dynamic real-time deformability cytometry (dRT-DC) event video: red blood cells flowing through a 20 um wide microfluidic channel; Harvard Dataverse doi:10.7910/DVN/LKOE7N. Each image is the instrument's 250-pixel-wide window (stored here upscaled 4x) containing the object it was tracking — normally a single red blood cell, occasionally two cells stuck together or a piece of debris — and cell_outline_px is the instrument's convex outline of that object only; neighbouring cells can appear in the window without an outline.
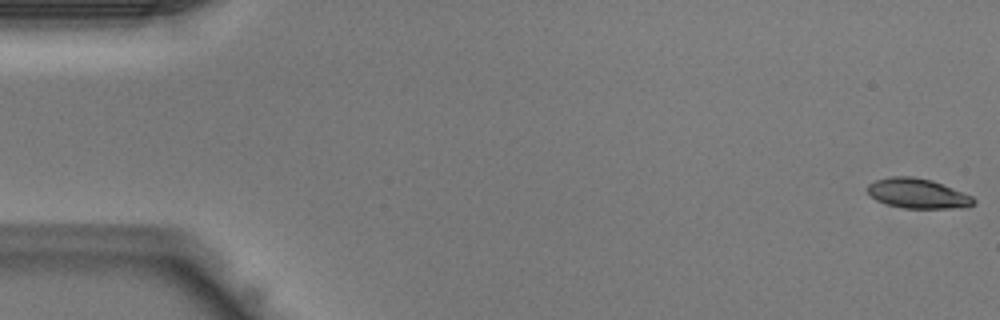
{"species": "Egyptian fruit bat (a non-hibernating species)", "species_latin": "Rousettus aegyptiacus", "temperature_condition": "warm", "stored_images_in_passage": 43, "camera_frame_rate_fps": 3000, "um_per_image_px": 0.085, "animal": {"sex": "male"}, "frame": {"image": 1, "passage_image": 1, "time_ms": 0.0, "image_size_px": [1000, 320], "cell_outline_px": [[976, 204], [968, 208], [904, 208], [888, 204], [876, 200], [868, 192], [868, 184], [876, 180], [888, 176], [912, 176], [932, 180], [972, 196], [976, 200]], "centroid_in_image_um": [78.04, 16.45], "position_along_channel_um": 7.0, "area_um2": 18.5}}
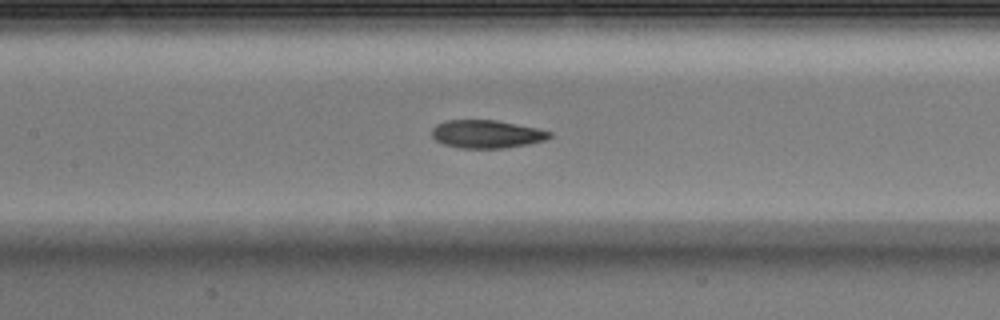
{"frame": {"image": 2, "passage_image": 20, "time_ms": 6.333, "image_size_px": [1000, 320], "cell_outline_px": [[552, 136], [544, 140], [528, 144], [504, 148], [460, 148], [444, 144], [436, 140], [432, 136], [432, 128], [436, 124], [444, 120], [496, 120], [536, 128], [552, 132]], "centroid_in_image_um": [41.34, 11.39], "position_along_channel_um": 166.1, "area_um2": 19.19}}
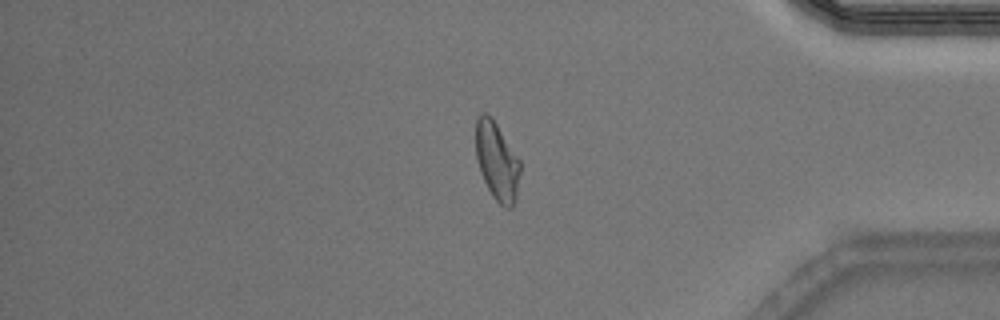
{"frame": {"image": 3, "passage_image": 36, "time_ms": 11.667, "image_size_px": [1000, 320], "cell_outline_px": [[520, 172], [516, 200], [512, 208], [504, 208], [492, 196], [480, 172], [476, 156], [476, 120], [480, 112], [484, 112], [492, 116], [520, 160]], "centroid_in_image_um": [42.24, 13.69], "position_along_channel_um": 393.0, "area_um2": 20.4}}